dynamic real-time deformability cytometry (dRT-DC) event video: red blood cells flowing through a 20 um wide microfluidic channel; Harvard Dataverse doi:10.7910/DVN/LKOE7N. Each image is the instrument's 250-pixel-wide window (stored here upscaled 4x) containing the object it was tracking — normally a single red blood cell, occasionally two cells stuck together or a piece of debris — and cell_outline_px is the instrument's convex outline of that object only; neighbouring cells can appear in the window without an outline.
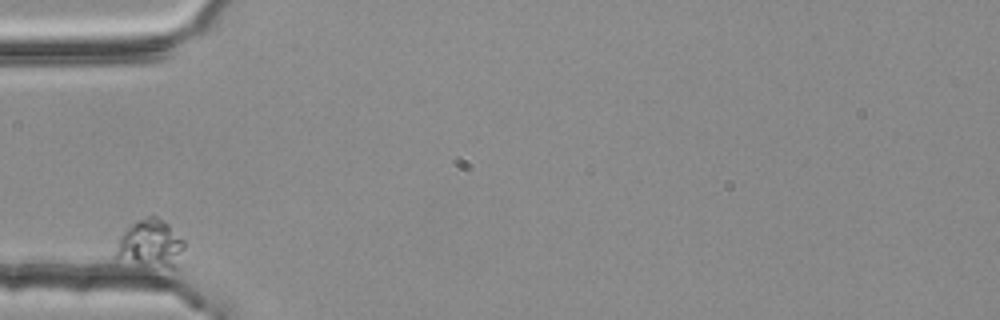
{"species": "common noctule bat (a hibernating species)", "species_latin": "Nyctalus noctula", "temperature_condition": "room temperature", "stored_images_in_passage": 7, "camera_frame_rate_fps": 3000, "um_per_image_px": 0.085, "animal": {"sex": "female", "body_mass_g": 25.1}, "frame": {"image": 1, "passage_image": 1, "time_ms": 0.0, "image_size_px": [1000, 320], "cell_outline_px": [[184, 248], [176, 268], [172, 268], [116, 256], [116, 248], [120, 236], [136, 220], [148, 216], [156, 216], [168, 224], [184, 240]], "centroid_in_image_um": [12.86, 20.65], "position_along_channel_um": 72.1, "area_um2": 18.03}}
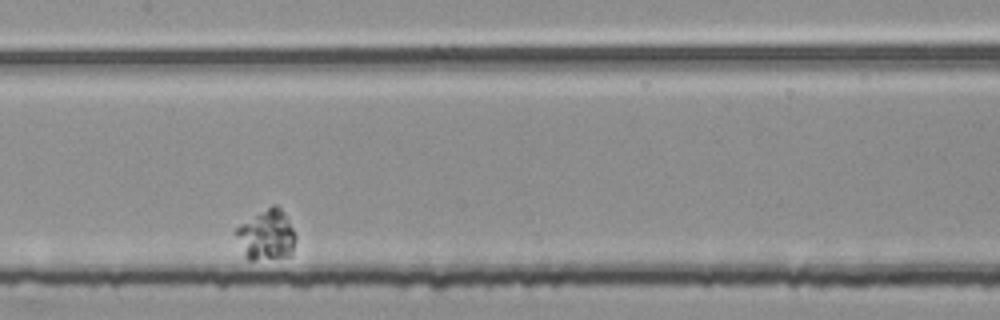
{"frame": {"image": 2, "passage_image": 4, "time_ms": 1.0, "image_size_px": [1000, 320], "cell_outline_px": [[296, 240], [292, 256], [252, 260], [248, 260], [244, 256], [236, 236], [236, 228], [240, 224], [272, 204], [276, 204], [284, 212], [296, 236]], "centroid_in_image_um": [22.67, 19.99], "position_along_channel_um": 184.7, "area_um2": 17.57}}
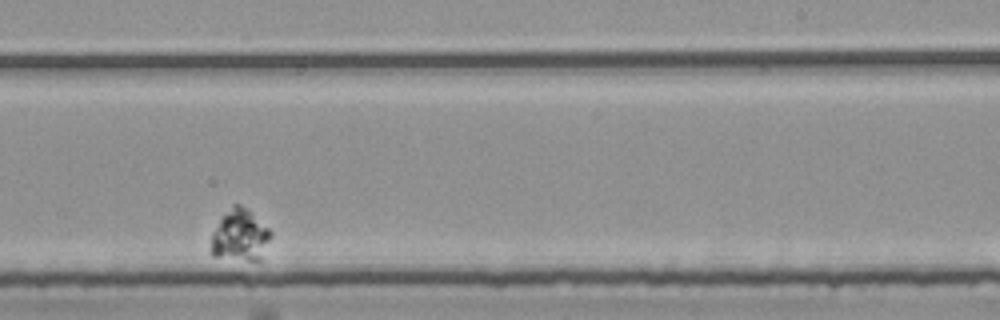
{"frame": {"image": 3, "passage_image": 6, "time_ms": 1.667, "image_size_px": [1000, 320], "cell_outline_px": [[272, 236], [260, 260], [248, 260], [212, 256], [212, 232], [220, 216], [232, 204], [240, 204], [268, 228], [272, 232]], "centroid_in_image_um": [20.38, 20.0], "position_along_channel_um": 268.6, "area_um2": 17.86}}